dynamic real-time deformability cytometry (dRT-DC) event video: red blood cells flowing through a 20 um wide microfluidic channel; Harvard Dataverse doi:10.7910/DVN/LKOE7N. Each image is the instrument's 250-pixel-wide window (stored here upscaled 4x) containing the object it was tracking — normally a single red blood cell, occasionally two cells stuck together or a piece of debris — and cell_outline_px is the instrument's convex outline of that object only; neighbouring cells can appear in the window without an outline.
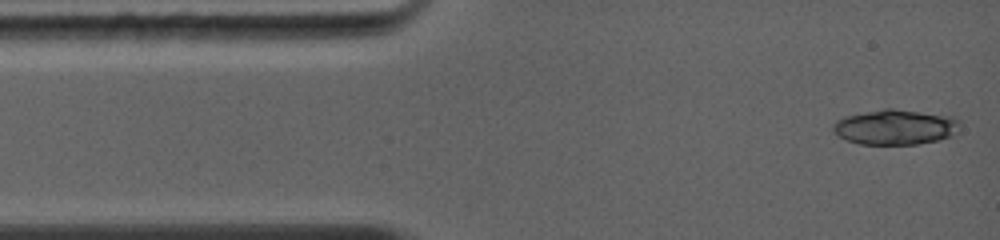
{"species": "common noctule bat (a hibernating species)", "species_latin": "Nyctalus noctula", "temperature_condition": "warm", "stored_images_in_passage": 6, "camera_frame_rate_fps": 5000, "um_per_image_px": 0.085, "animal": {"sex": "female", "body_mass_g": 19.0, "forearm_length_mm": 56.7}, "frame": {"image": 1, "passage_image": 1, "time_ms": 0.0, "image_size_px": [1000, 240], "cell_outline_px": [[960, 124], [948, 136], [936, 140], [916, 144], [860, 144], [848, 140], [840, 136], [832, 128], [836, 120], [848, 116], [888, 108], [952, 116]], "centroid_in_image_um": [76.07, 10.81], "position_along_channel_um": 8.9, "area_um2": 25.03}}